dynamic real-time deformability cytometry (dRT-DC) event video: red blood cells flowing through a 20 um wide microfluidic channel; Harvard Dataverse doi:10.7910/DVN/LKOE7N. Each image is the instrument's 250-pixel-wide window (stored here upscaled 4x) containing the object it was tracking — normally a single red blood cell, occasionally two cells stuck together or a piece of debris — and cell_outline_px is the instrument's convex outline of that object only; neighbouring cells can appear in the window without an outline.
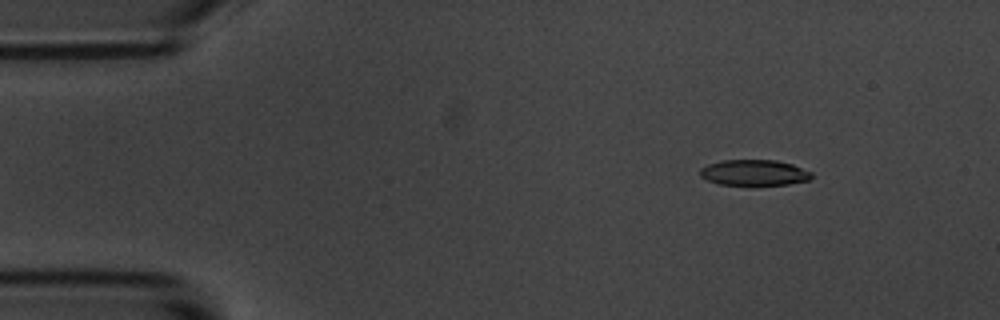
{"species": "common noctule bat (a hibernating species)", "species_latin": "Nyctalus noctula", "temperature_condition": "room temperature", "stored_images_in_passage": 8, "camera_frame_rate_fps": 3000, "um_per_image_px": 0.085, "animal": {"sex": "male", "body_mass_g": 20.1, "forearm_length_mm": 53.5}, "frame": {"image": 1, "passage_image": 3, "time_ms": 2.0, "image_size_px": [1000, 320], "cell_outline_px": [[812, 176], [808, 180], [788, 184], [752, 188], [716, 184], [700, 176], [700, 168], [708, 164], [724, 160], [776, 160], [792, 164], [812, 172]], "centroid_in_image_um": [64.08, 14.73], "position_along_channel_um": 20.9, "area_um2": 17.57}}
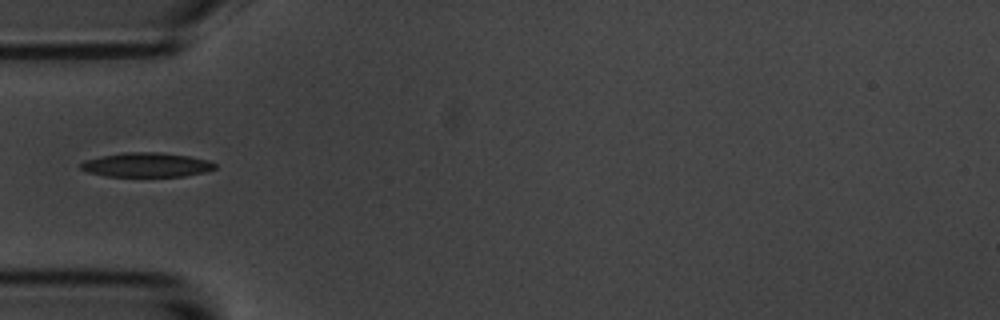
{"frame": {"image": 2, "passage_image": 6, "time_ms": 5.667, "image_size_px": [1000, 320], "cell_outline_px": [[216, 168], [204, 172], [184, 176], [108, 176], [88, 172], [80, 168], [80, 164], [84, 160], [104, 156], [128, 152], [160, 152], [188, 156], [208, 160], [216, 164]], "centroid_in_image_um": [12.47, 14.01], "position_along_channel_um": 72.5, "area_um2": 18.79}}
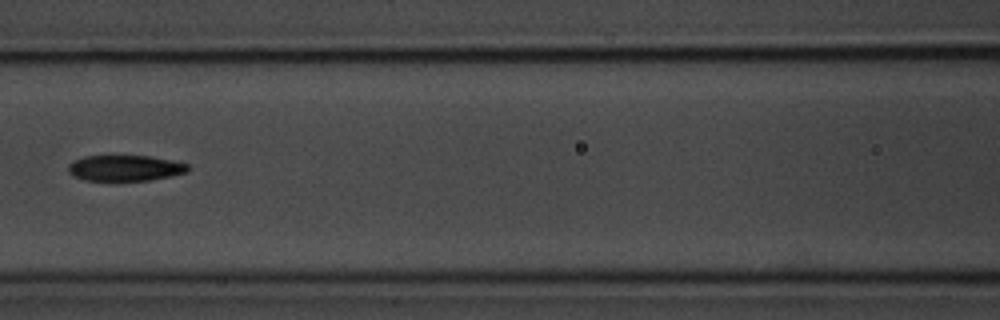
{"frame": {"image": 3, "passage_image": 8, "time_ms": 8.0, "image_size_px": [1000, 320], "cell_outline_px": [[188, 172], [148, 180], [84, 180], [72, 176], [68, 172], [68, 164], [72, 160], [84, 156], [148, 156], [172, 160], [188, 164]], "centroid_in_image_um": [10.57, 14.28], "position_along_channel_um": 156.0, "area_um2": 17.92}}